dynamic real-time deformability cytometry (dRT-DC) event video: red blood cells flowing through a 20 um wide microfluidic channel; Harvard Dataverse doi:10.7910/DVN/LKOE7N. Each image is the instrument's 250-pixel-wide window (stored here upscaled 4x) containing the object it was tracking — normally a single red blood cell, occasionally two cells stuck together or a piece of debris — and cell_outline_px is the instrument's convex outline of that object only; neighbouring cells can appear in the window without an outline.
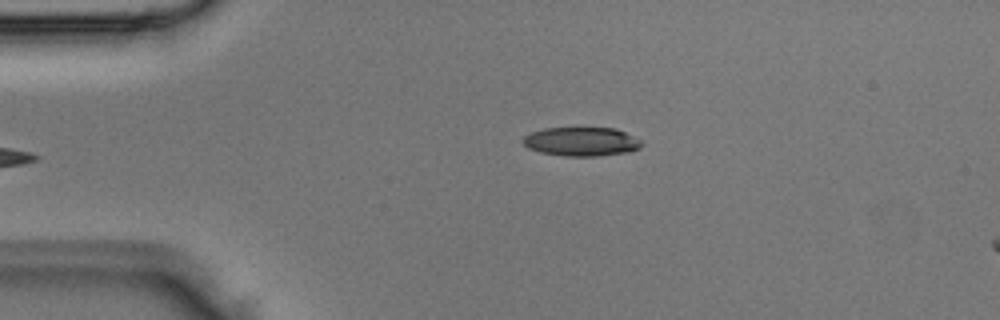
{"species": "Egyptian fruit bat (a non-hibernating species)", "species_latin": "Rousettus aegyptiacus", "temperature_condition": "room temperature", "stored_images_in_passage": 3, "camera_frame_rate_fps": 3000, "um_per_image_px": 0.085, "animal": {"sex": "male"}, "frame": {"image": 1, "passage_image": 3, "time_ms": 0.667, "image_size_px": [1000, 320], "cell_outline_px": [[644, 144], [640, 148], [628, 152], [600, 156], [564, 156], [540, 152], [528, 148], [520, 140], [524, 136], [532, 132], [544, 128], [616, 128], [640, 140]], "centroid_in_image_um": [49.41, 12.04], "position_along_channel_um": 35.6, "area_um2": 20.06}}